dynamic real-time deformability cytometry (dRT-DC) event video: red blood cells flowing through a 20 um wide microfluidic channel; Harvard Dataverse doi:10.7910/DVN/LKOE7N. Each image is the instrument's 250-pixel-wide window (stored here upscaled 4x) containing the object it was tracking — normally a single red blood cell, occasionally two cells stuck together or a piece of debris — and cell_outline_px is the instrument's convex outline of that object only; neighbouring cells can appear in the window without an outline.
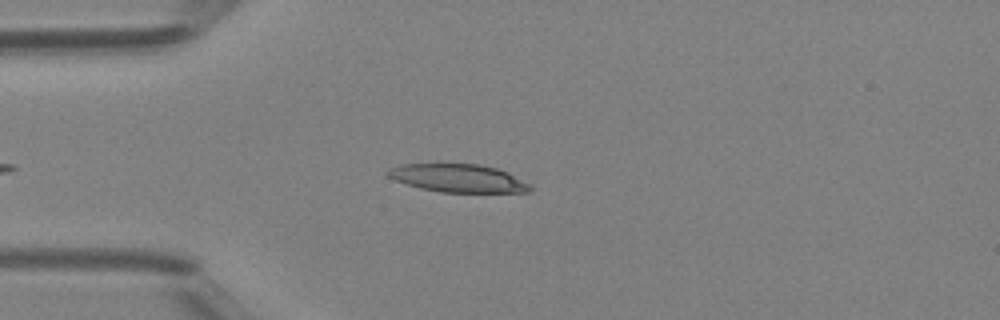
{"species": "Egyptian fruit bat (a non-hibernating species)", "species_latin": "Rousettus aegyptiacus", "temperature_condition": "room temperature", "stored_images_in_passage": 32, "camera_frame_rate_fps": 3000, "um_per_image_px": 0.085, "animal": {"sex": "female"}, "frame": {"image": 1, "passage_image": 6, "time_ms": 1.667, "image_size_px": [1000, 320], "cell_outline_px": [[532, 192], [440, 192], [420, 188], [396, 180], [388, 176], [384, 172], [388, 168], [400, 164], [480, 164], [496, 168], [508, 172], [532, 184]], "centroid_in_image_um": [38.97, 15.14], "position_along_channel_um": 46.0, "area_um2": 23.41}}
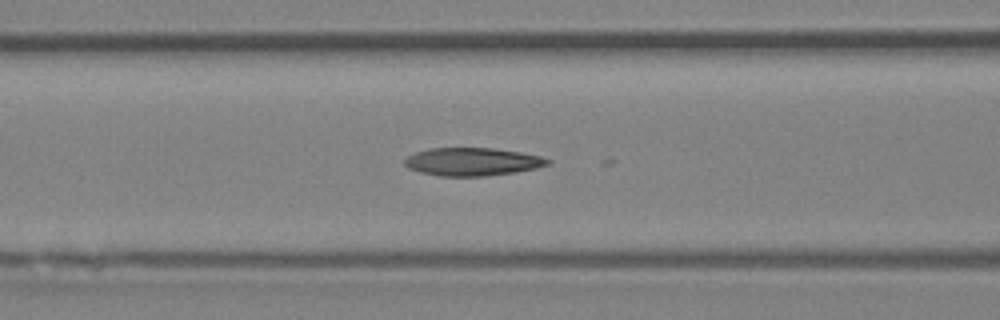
{"frame": {"image": 2, "passage_image": 13, "time_ms": 4.0, "image_size_px": [1000, 320], "cell_outline_px": [[552, 160], [548, 164], [536, 168], [516, 172], [484, 176], [440, 176], [420, 172], [408, 168], [404, 164], [404, 160], [408, 156], [416, 152], [428, 148], [492, 148], [520, 152], [540, 156]], "centroid_in_image_um": [40.14, 13.74], "position_along_channel_um": 126.5, "area_um2": 23.29}}
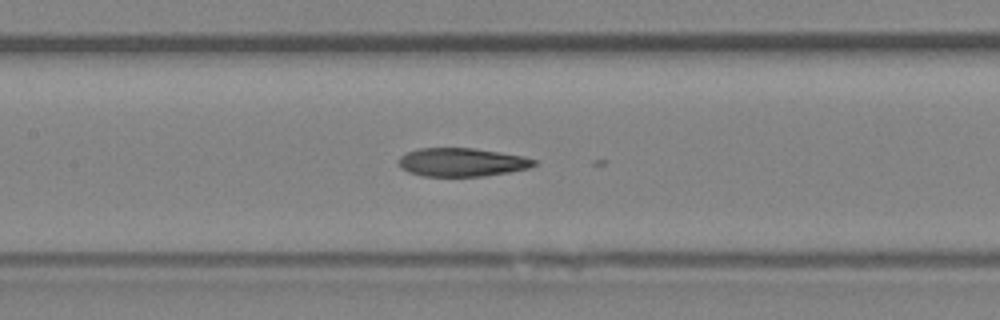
{"frame": {"image": 3, "passage_image": 16, "time_ms": 5.0, "image_size_px": [1000, 320], "cell_outline_px": [[536, 164], [528, 168], [508, 172], [484, 176], [424, 176], [408, 172], [400, 168], [400, 156], [404, 152], [420, 148], [472, 148], [500, 152], [524, 156], [536, 160]], "centroid_in_image_um": [39.24, 13.78], "position_along_channel_um": 168.2, "area_um2": 22.43}}